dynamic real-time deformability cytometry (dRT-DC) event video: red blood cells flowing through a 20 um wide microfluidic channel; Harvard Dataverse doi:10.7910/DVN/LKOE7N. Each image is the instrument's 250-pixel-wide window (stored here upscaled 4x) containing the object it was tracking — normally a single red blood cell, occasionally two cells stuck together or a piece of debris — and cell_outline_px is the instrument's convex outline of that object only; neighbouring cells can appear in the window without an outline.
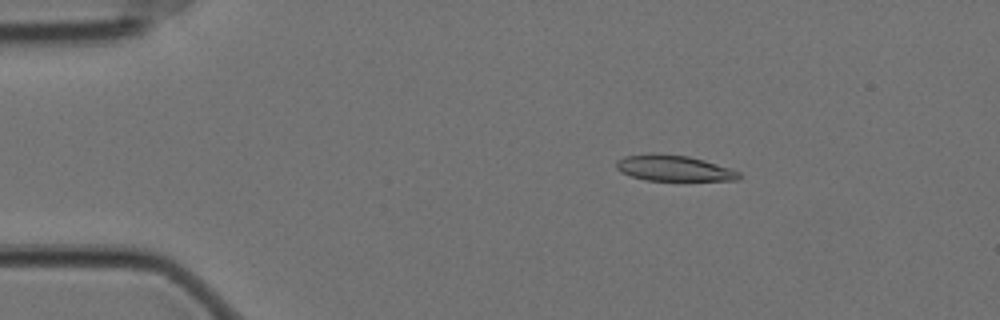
{"species": "Egyptian fruit bat (a non-hibernating species)", "species_latin": "Rousettus aegyptiacus", "temperature_condition": "cold", "stored_images_in_passage": 58, "camera_frame_rate_fps": 3000, "um_per_image_px": 0.085, "animal": {"sex": "female"}, "frame": {"image": 1, "passage_image": 10, "time_ms": 3.0, "image_size_px": [1000, 320], "cell_outline_px": [[740, 176], [736, 180], [644, 180], [620, 172], [616, 168], [616, 160], [624, 156], [652, 152], [688, 156], [704, 160], [740, 172]], "centroid_in_image_um": [57.19, 14.28], "position_along_channel_um": 27.8, "area_um2": 18.44}}
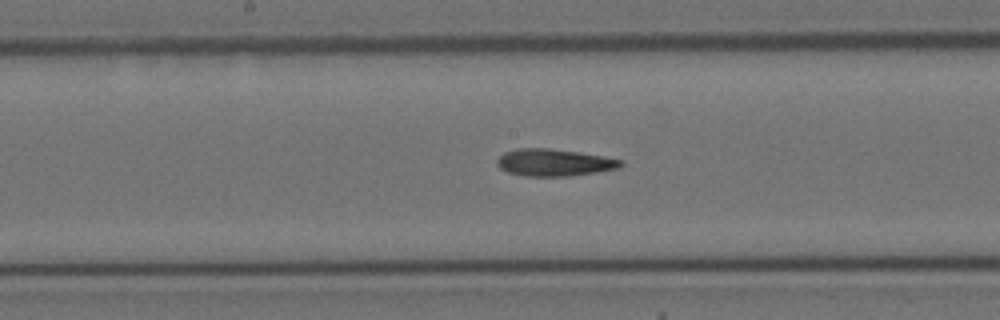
{"frame": {"image": 2, "passage_image": 30, "time_ms": 9.667, "image_size_px": [1000, 320], "cell_outline_px": [[624, 164], [620, 168], [596, 172], [568, 176], [524, 176], [508, 172], [500, 168], [496, 164], [496, 160], [504, 152], [520, 148], [548, 148], [604, 156], [620, 160]], "centroid_in_image_um": [47.08, 13.82], "position_along_channel_um": 201.1, "area_um2": 19.42}}
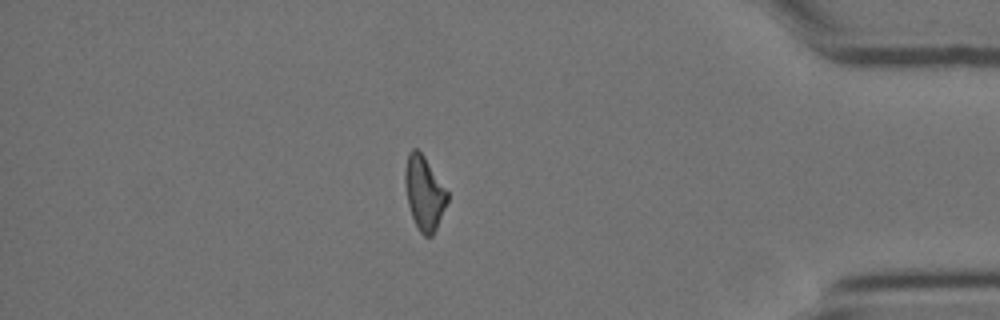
{"frame": {"image": 3, "passage_image": 50, "time_ms": 16.333, "image_size_px": [1000, 320], "cell_outline_px": [[448, 200], [436, 228], [432, 236], [424, 236], [420, 232], [412, 216], [408, 204], [404, 180], [404, 172], [408, 152], [412, 148], [416, 148], [424, 156], [448, 192]], "centroid_in_image_um": [36.04, 16.38], "position_along_channel_um": 399.2, "area_um2": 17.98}}